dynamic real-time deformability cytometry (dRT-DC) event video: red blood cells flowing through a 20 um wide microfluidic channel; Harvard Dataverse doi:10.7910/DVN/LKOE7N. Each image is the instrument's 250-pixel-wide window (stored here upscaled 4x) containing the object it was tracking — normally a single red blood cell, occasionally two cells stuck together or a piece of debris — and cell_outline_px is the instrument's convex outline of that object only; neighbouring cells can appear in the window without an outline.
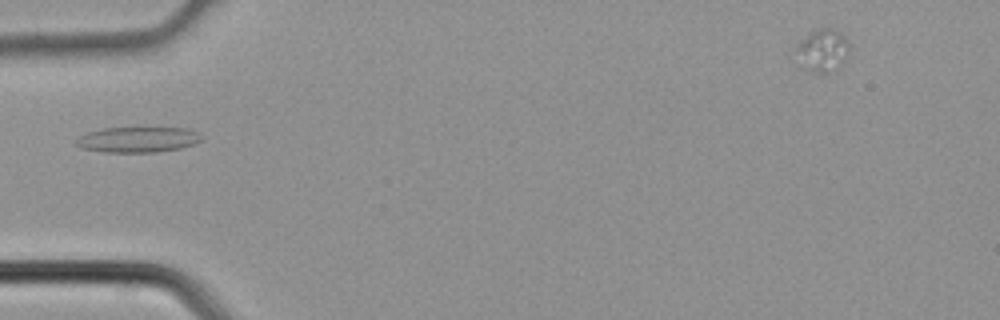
{"species": "common noctule bat (a hibernating species)", "species_latin": "Nyctalus noctula", "temperature_condition": "cold", "stored_images_in_passage": 4, "camera_frame_rate_fps": 3000, "um_per_image_px": 0.085, "animal": {"sex": "male", "body_mass_g": 21.5, "forearm_length_mm": 52.0}, "frame": {"image": 1, "passage_image": 4, "time_ms": 1.0, "image_size_px": [1000, 320], "cell_outline_px": [[204, 136], [200, 140], [192, 144], [180, 148], [156, 152], [104, 152], [80, 148], [76, 144], [76, 140], [80, 136], [88, 132], [104, 128], [192, 128], [200, 132]], "centroid_in_image_um": [11.75, 11.86], "position_along_channel_um": 73.3, "area_um2": 18.67}}